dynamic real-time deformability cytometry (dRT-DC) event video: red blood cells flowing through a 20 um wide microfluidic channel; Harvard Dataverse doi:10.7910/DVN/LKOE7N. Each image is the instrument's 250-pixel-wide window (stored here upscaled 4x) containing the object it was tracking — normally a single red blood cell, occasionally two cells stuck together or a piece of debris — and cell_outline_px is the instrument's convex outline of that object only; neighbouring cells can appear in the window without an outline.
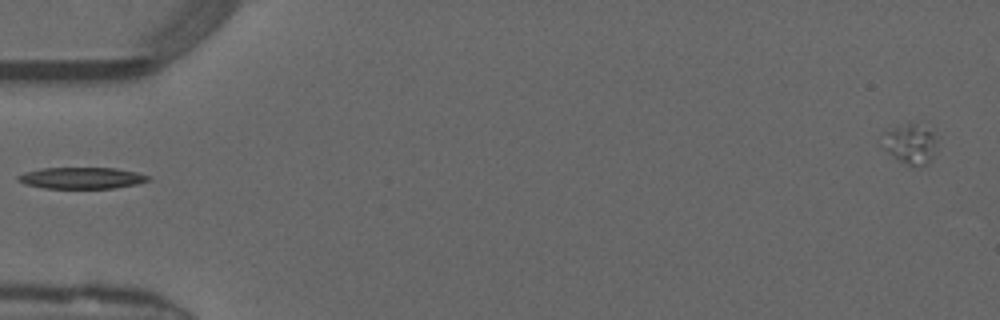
{"species": "common noctule bat (a hibernating species)", "species_latin": "Nyctalus noctula", "temperature_condition": "warm", "stored_images_in_passage": 34, "camera_frame_rate_fps": 3000, "um_per_image_px": 0.085, "animal": {"sex": "male", "forearm_length_mm": 52.5}, "frame": {"image": 1, "passage_image": 1, "time_ms": 0.0, "image_size_px": [1000, 320], "cell_outline_px": [[148, 180], [136, 184], [112, 188], [44, 188], [24, 184], [16, 180], [16, 176], [24, 172], [40, 168], [116, 168], [136, 172], [148, 176]], "centroid_in_image_um": [6.85, 15.12], "position_along_channel_um": 78.1, "area_um2": 16.18}}
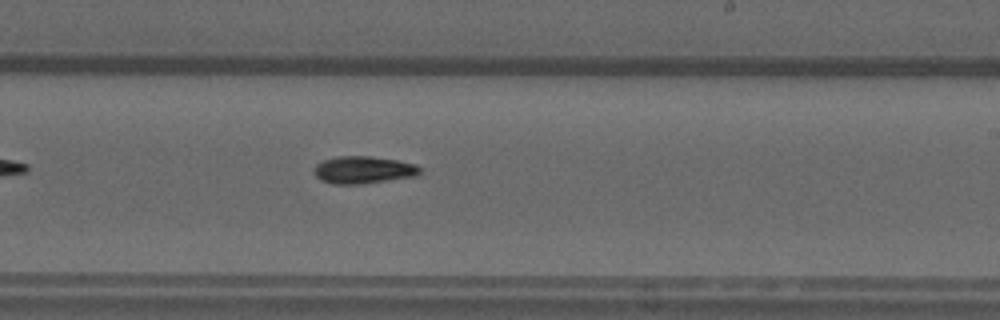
{"frame": {"image": 2, "passage_image": 14, "time_ms": 4.333, "image_size_px": [1000, 320], "cell_outline_px": [[420, 172], [416, 176], [388, 180], [356, 184], [332, 184], [320, 180], [316, 176], [312, 168], [316, 164], [324, 160], [336, 156], [372, 156], [396, 160], [416, 164], [420, 168]], "centroid_in_image_um": [30.84, 14.43], "position_along_channel_um": 258.2, "area_um2": 16.88}}
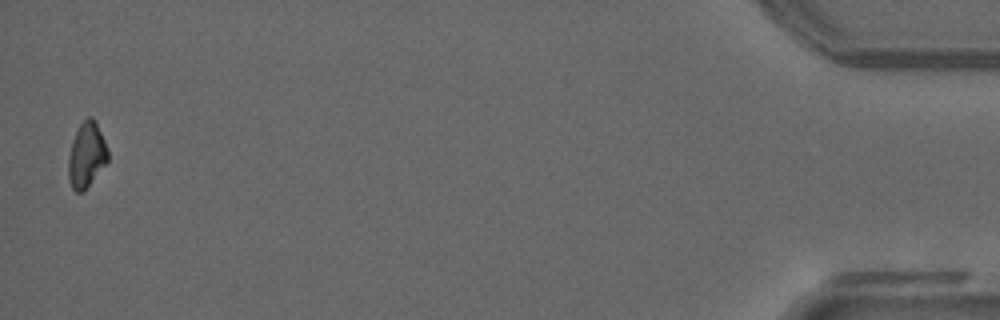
{"frame": {"image": 3, "passage_image": 33, "time_ms": 10.667, "image_size_px": [1000, 320], "cell_outline_px": [[108, 160], [84, 192], [76, 192], [72, 188], [68, 180], [68, 156], [72, 140], [80, 124], [88, 116], [92, 116], [108, 148]], "centroid_in_image_um": [7.33, 13.2], "position_along_channel_um": 427.9, "area_um2": 14.97}}